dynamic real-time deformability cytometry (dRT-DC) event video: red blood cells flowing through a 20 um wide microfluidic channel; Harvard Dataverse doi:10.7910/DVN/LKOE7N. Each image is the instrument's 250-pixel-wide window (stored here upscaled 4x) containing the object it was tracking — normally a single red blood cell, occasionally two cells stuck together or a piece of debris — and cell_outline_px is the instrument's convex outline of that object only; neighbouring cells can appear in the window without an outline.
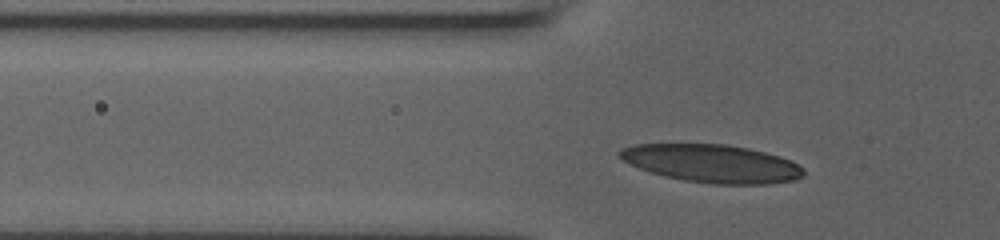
{"species": "human", "species_latin": "Homo sapiens", "temperature_condition": "room temperature", "stored_images_in_passage": 35, "camera_frame_rate_fps": 3000, "um_per_image_px": 0.085, "donor": {"sex": "male"}, "frame": {"image": 1, "passage_image": 7, "time_ms": 2.0, "image_size_px": [1000, 240], "cell_outline_px": [[804, 176], [796, 180], [764, 184], [712, 184], [684, 180], [664, 176], [628, 164], [616, 156], [616, 152], [620, 148], [636, 144], [728, 144], [748, 148], [780, 156], [804, 168]], "centroid_in_image_um": [60.48, 13.89], "position_along_channel_um": 65.3, "area_um2": 40.86}}
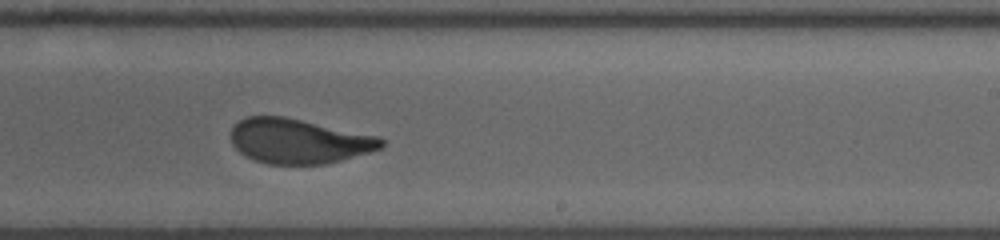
{"frame": {"image": 2, "passage_image": 23, "time_ms": 7.333, "image_size_px": [1000, 240], "cell_outline_px": [[384, 144], [380, 148], [372, 152], [324, 164], [268, 164], [244, 156], [232, 144], [232, 128], [240, 120], [248, 116], [284, 116], [380, 136], [384, 140]], "centroid_in_image_um": [25.42, 11.99], "position_along_channel_um": 263.6, "area_um2": 39.25}}
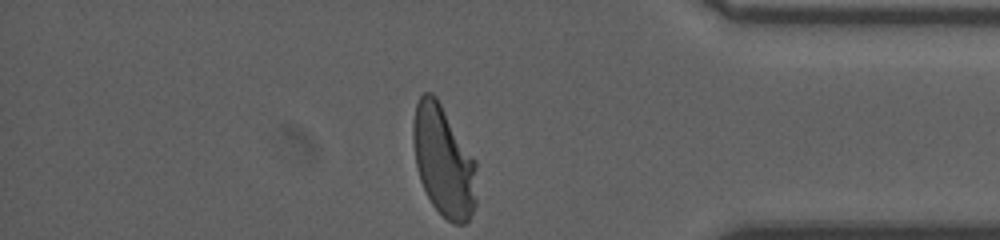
{"frame": {"image": 3, "passage_image": 35, "time_ms": 11.333, "image_size_px": [1000, 240], "cell_outline_px": [[476, 204], [468, 220], [464, 224], [452, 224], [432, 204], [420, 180], [416, 168], [412, 140], [412, 124], [416, 104], [420, 96], [424, 92], [432, 92], [436, 96], [476, 160]], "centroid_in_image_um": [37.69, 13.67], "position_along_channel_um": 397.5, "area_um2": 41.21}, "authors_computed_cell_mechanics": {"area_um2": 40.4022, "velocity_mm_per_s": 3.8401, "shape_relaxation_time_tau1_ms": 4.3685, "shape_relaxation_time_tau2_ms": null, "deformation_change_tau1": 0.1929, "deformation_change_tau2": null}}